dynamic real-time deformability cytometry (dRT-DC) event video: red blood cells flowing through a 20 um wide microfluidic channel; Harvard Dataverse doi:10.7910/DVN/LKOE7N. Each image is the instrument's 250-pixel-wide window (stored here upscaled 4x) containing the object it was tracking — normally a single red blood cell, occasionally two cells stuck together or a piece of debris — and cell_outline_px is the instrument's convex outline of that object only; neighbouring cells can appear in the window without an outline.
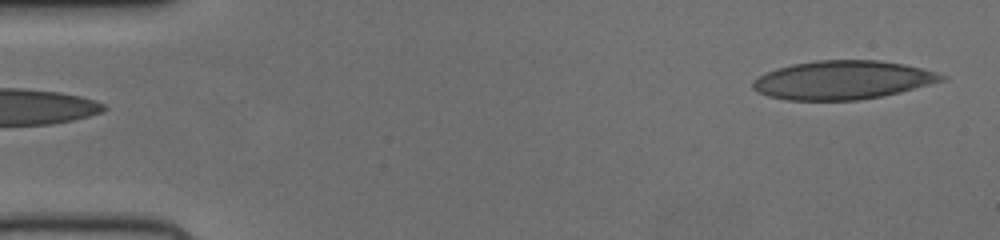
{"species": "human", "species_latin": "Homo sapiens", "temperature_condition": "cold", "stored_images_in_passage": 49, "camera_frame_rate_fps": 3000, "um_per_image_px": 0.085, "donor": {"sex": "female"}, "frame": {"image": 1, "passage_image": 1, "time_ms": 0.0, "image_size_px": [1000, 240], "cell_outline_px": [[948, 76], [944, 80], [900, 92], [880, 96], [856, 100], [788, 100], [768, 96], [752, 88], [752, 84], [760, 76], [776, 68], [792, 64], [816, 60], [876, 60], [904, 64], [936, 72]], "centroid_in_image_um": [71.63, 6.8], "position_along_channel_um": 13.4, "area_um2": 42.08}}
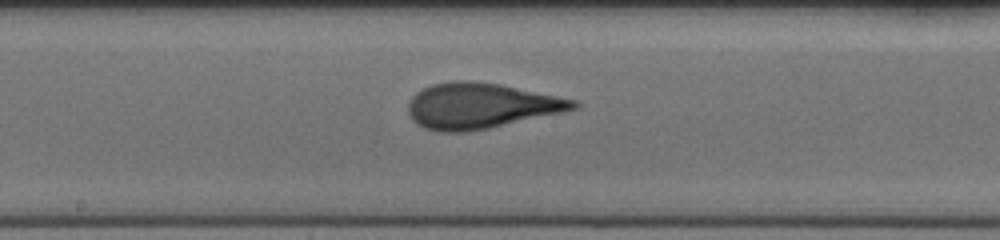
{"frame": {"image": 2, "passage_image": 25, "time_ms": 8.0, "image_size_px": [1000, 240], "cell_outline_px": [[580, 104], [576, 108], [560, 112], [488, 128], [464, 132], [440, 132], [424, 128], [416, 124], [412, 120], [408, 112], [408, 104], [412, 96], [416, 92], [432, 84], [452, 80], [468, 80], [500, 84], [576, 100]], "centroid_in_image_um": [40.79, 8.99], "position_along_channel_um": 207.4, "area_um2": 43.52}}
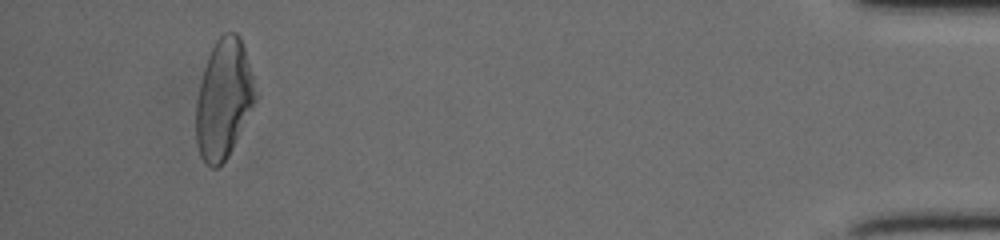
{"frame": {"image": 3, "passage_image": 46, "time_ms": 15.0, "image_size_px": [1000, 240], "cell_outline_px": [[256, 100], [228, 156], [216, 168], [212, 168], [200, 156], [196, 144], [196, 100], [204, 68], [208, 56], [216, 40], [224, 32], [236, 32], [240, 36], [244, 48], [256, 96]], "centroid_in_image_um": [18.98, 8.42], "position_along_channel_um": 416.2, "area_um2": 40.46}}